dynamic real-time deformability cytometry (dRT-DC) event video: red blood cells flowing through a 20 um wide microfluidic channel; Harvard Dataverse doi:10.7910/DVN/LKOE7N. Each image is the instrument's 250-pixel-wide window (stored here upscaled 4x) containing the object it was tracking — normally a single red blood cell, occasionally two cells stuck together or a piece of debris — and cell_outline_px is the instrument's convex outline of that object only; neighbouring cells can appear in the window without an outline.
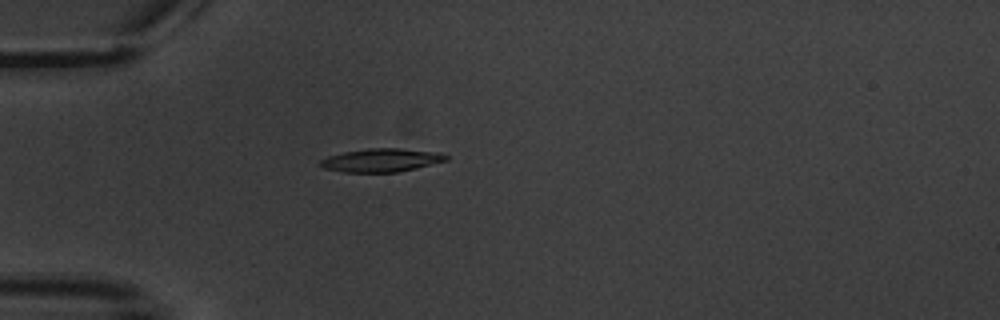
{"species": "common noctule bat (a hibernating species)", "species_latin": "Nyctalus noctula", "temperature_condition": "warm", "stored_images_in_passage": 5, "camera_frame_rate_fps": 3000, "um_per_image_px": 0.085, "animal": {"sex": "male", "body_mass_g": 20.1, "forearm_length_mm": 53.5}, "frame": {"image": 1, "passage_image": 5, "time_ms": 4.667, "image_size_px": [1000, 320], "cell_outline_px": [[448, 160], [416, 168], [396, 172], [344, 172], [324, 168], [320, 164], [320, 160], [328, 156], [344, 152], [368, 148], [400, 148], [440, 152], [448, 156]], "centroid_in_image_um": [32.44, 13.61], "position_along_channel_um": 52.6, "area_um2": 17.05}}